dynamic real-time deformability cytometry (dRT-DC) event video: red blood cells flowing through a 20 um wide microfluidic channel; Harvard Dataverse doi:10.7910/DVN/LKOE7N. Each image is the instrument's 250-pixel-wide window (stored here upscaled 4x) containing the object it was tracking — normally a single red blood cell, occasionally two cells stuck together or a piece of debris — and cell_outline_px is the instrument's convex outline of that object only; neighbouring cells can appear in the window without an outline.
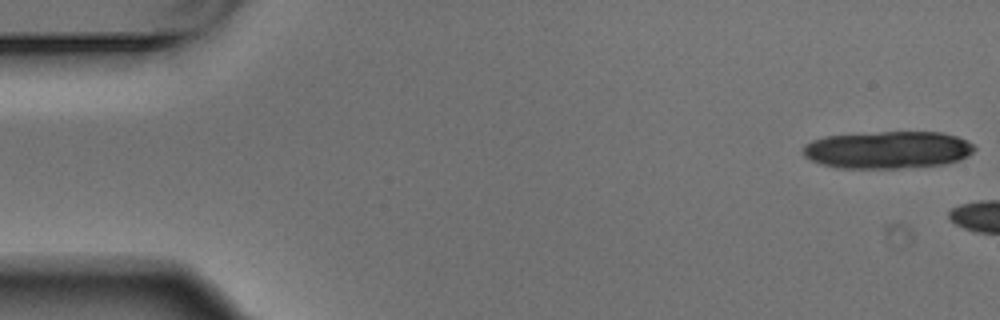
{"species": "Egyptian fruit bat (a non-hibernating species)", "species_latin": "Rousettus aegyptiacus", "temperature_condition": "warm", "stored_images_in_passage": 3, "camera_frame_rate_fps": 3000, "um_per_image_px": 0.085, "animal": {"sex": "male"}, "frame": {"image": 1, "passage_image": 1, "time_ms": 0.0, "image_size_px": [1000, 320], "cell_outline_px": [[976, 148], [968, 156], [960, 160], [944, 164], [900, 168], [836, 168], [820, 164], [804, 156], [800, 152], [804, 144], [812, 140], [824, 136], [880, 132], [944, 132], [956, 136], [972, 144]], "centroid_in_image_um": [75.41, 12.74], "position_along_channel_um": 9.6, "area_um2": 37.51}}